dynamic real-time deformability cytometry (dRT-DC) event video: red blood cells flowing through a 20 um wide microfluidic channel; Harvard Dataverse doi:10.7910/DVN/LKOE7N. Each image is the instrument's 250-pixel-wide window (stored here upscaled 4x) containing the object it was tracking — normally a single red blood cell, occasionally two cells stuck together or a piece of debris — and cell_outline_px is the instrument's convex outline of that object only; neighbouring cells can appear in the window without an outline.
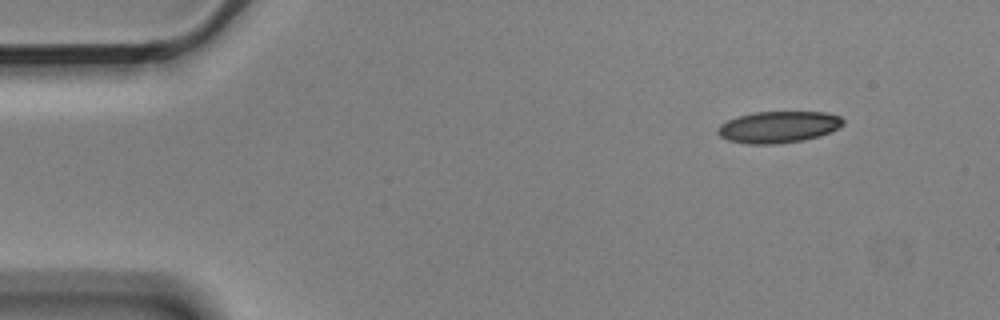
{"species": "Egyptian fruit bat (a non-hibernating species)", "species_latin": "Rousettus aegyptiacus", "temperature_condition": "cold", "stored_images_in_passage": 3, "camera_frame_rate_fps": 3000, "um_per_image_px": 0.085, "animal": {"sex": "male"}, "frame": {"image": 1, "passage_image": 1, "time_ms": 0.0, "image_size_px": [1000, 320], "cell_outline_px": [[844, 124], [820, 136], [804, 140], [776, 144], [748, 144], [728, 140], [720, 136], [716, 132], [720, 124], [728, 120], [740, 116], [756, 112], [824, 112], [840, 116], [844, 120]], "centroid_in_image_um": [66.16, 10.8], "position_along_channel_um": 18.8, "area_um2": 22.95}}
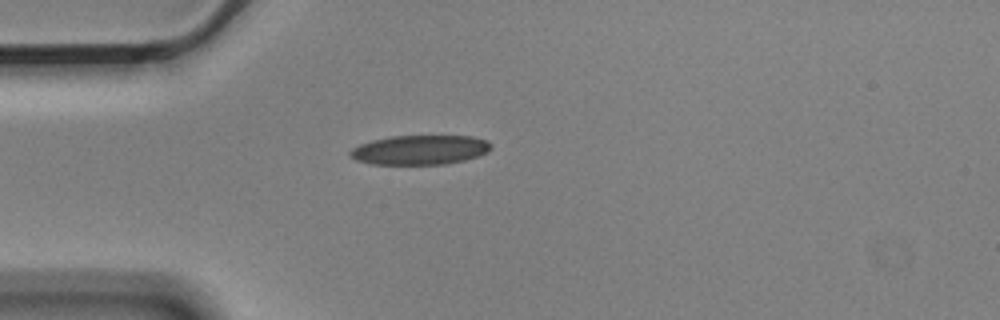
{"frame": {"image": 2, "passage_image": 3, "time_ms": 0.667, "image_size_px": [1000, 320], "cell_outline_px": [[492, 148], [488, 152], [480, 156], [464, 160], [444, 164], [368, 164], [356, 160], [348, 152], [352, 148], [360, 144], [372, 140], [392, 136], [472, 136], [488, 140], [492, 144]], "centroid_in_image_um": [35.73, 12.74], "position_along_channel_um": 49.3, "area_um2": 24.33}}